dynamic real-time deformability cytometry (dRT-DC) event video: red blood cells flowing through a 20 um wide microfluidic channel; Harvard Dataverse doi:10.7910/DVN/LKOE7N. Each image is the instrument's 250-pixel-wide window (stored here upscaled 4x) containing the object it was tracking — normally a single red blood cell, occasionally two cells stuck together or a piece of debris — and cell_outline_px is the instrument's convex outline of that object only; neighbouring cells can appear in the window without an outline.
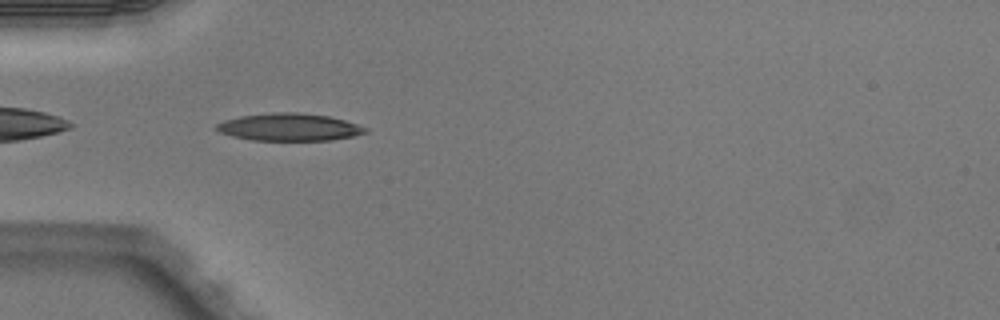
{"species": "Egyptian fruit bat (a non-hibernating species)", "species_latin": "Rousettus aegyptiacus", "temperature_condition": "warm", "stored_images_in_passage": 7, "camera_frame_rate_fps": 3000, "um_per_image_px": 0.085, "animal": {"sex": "male"}, "frame": {"image": 1, "passage_image": 5, "time_ms": 1.333, "image_size_px": [1000, 320], "cell_outline_px": [[368, 132], [352, 136], [332, 140], [252, 140], [232, 136], [220, 132], [216, 128], [216, 124], [224, 120], [240, 116], [276, 112], [296, 112], [328, 116], [344, 120], [368, 128]], "centroid_in_image_um": [24.58, 10.8], "position_along_channel_um": 60.4, "area_um2": 23.64}}
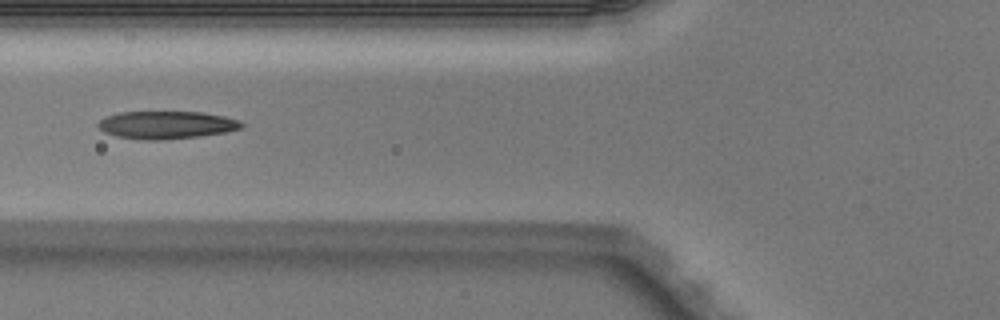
{"frame": {"image": 2, "passage_image": 6, "time_ms": 1.667, "image_size_px": [1000, 320], "cell_outline_px": [[244, 128], [228, 132], [200, 136], [160, 140], [144, 140], [116, 136], [104, 132], [96, 124], [100, 120], [108, 116], [120, 112], [204, 112], [224, 116], [240, 120], [244, 124]], "centroid_in_image_um": [14.2, 10.62], "position_along_channel_um": 111.6, "area_um2": 23.29}}
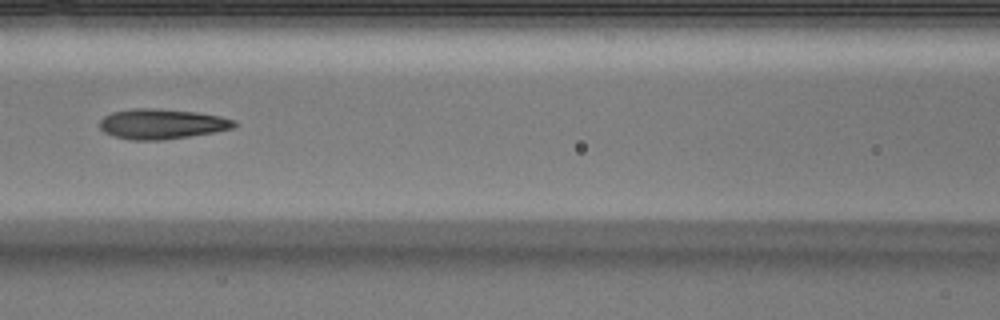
{"frame": {"image": 3, "passage_image": 7, "time_ms": 2.0, "image_size_px": [1000, 320], "cell_outline_px": [[240, 124], [232, 128], [212, 132], [188, 136], [160, 140], [132, 140], [116, 136], [104, 132], [100, 128], [100, 120], [104, 116], [112, 112], [132, 108], [152, 108], [196, 112], [220, 116], [236, 120]], "centroid_in_image_um": [13.76, 10.52], "position_along_channel_um": 152.8, "area_um2": 23.47}}